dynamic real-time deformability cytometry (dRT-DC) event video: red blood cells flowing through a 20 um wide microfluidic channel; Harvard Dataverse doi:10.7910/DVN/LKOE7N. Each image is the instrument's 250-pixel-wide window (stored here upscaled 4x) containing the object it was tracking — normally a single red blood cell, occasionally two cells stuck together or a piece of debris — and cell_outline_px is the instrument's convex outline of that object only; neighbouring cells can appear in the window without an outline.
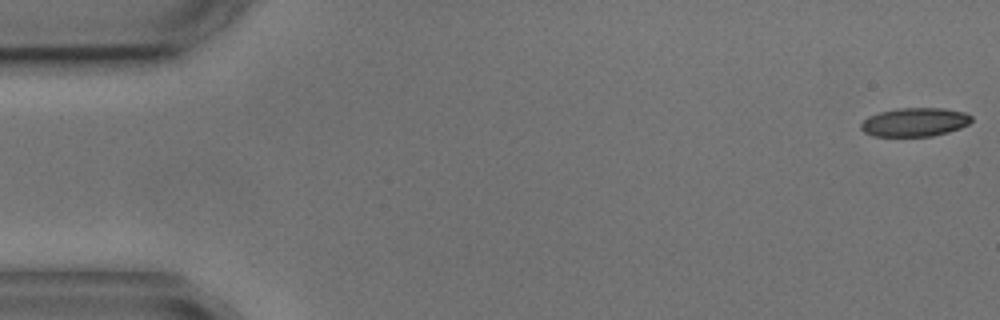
{"species": "common noctule bat (a hibernating species)", "species_latin": "Nyctalus noctula", "temperature_condition": "cold", "stored_images_in_passage": 5, "camera_frame_rate_fps": 3000, "um_per_image_px": 0.085, "animal": {"sex": "male", "body_mass_g": 17.9, "forearm_length_mm": 54.2}, "frame": {"image": 1, "passage_image": 1, "time_ms": 0.0, "image_size_px": [1000, 320], "cell_outline_px": [[972, 120], [968, 124], [960, 128], [948, 132], [932, 136], [872, 136], [864, 132], [860, 128], [860, 124], [868, 116], [880, 112], [896, 108], [944, 108], [964, 112], [972, 116]], "centroid_in_image_um": [77.74, 10.38], "position_along_channel_um": 7.3, "area_um2": 18.55}}
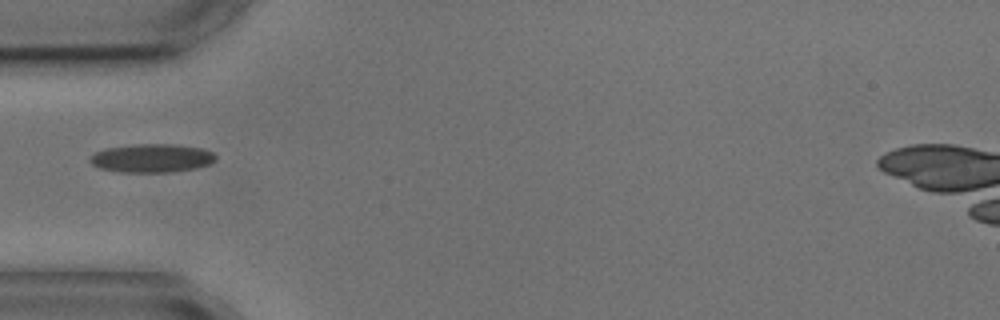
{"frame": {"image": 2, "passage_image": 5, "time_ms": 5.333, "image_size_px": [1000, 320], "cell_outline_px": [[216, 160], [208, 164], [192, 168], [168, 172], [120, 172], [100, 168], [92, 164], [88, 160], [96, 152], [104, 148], [136, 144], [172, 144], [200, 148], [212, 152], [216, 156]], "centroid_in_image_um": [12.86, 13.44], "position_along_channel_um": 72.1, "area_um2": 20.63}}